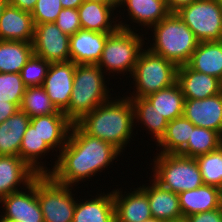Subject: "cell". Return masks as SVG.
<instances>
[{"instance_id":"47","label":"cell","mask_w":222,"mask_h":222,"mask_svg":"<svg viewBox=\"0 0 222 222\" xmlns=\"http://www.w3.org/2000/svg\"><path fill=\"white\" fill-rule=\"evenodd\" d=\"M143 222H161V221L156 220L155 218H151V219L143 221Z\"/></svg>"},{"instance_id":"11","label":"cell","mask_w":222,"mask_h":222,"mask_svg":"<svg viewBox=\"0 0 222 222\" xmlns=\"http://www.w3.org/2000/svg\"><path fill=\"white\" fill-rule=\"evenodd\" d=\"M70 36L54 22L35 25L32 41L34 55L49 63L70 61Z\"/></svg>"},{"instance_id":"17","label":"cell","mask_w":222,"mask_h":222,"mask_svg":"<svg viewBox=\"0 0 222 222\" xmlns=\"http://www.w3.org/2000/svg\"><path fill=\"white\" fill-rule=\"evenodd\" d=\"M184 99H199L215 96L222 92V81L216 77L194 71L187 64L177 68L176 81Z\"/></svg>"},{"instance_id":"29","label":"cell","mask_w":222,"mask_h":222,"mask_svg":"<svg viewBox=\"0 0 222 222\" xmlns=\"http://www.w3.org/2000/svg\"><path fill=\"white\" fill-rule=\"evenodd\" d=\"M145 98L153 105L154 110L164 116L168 122L183 116L185 99L177 82Z\"/></svg>"},{"instance_id":"43","label":"cell","mask_w":222,"mask_h":222,"mask_svg":"<svg viewBox=\"0 0 222 222\" xmlns=\"http://www.w3.org/2000/svg\"><path fill=\"white\" fill-rule=\"evenodd\" d=\"M85 0H60L63 8L78 9Z\"/></svg>"},{"instance_id":"42","label":"cell","mask_w":222,"mask_h":222,"mask_svg":"<svg viewBox=\"0 0 222 222\" xmlns=\"http://www.w3.org/2000/svg\"><path fill=\"white\" fill-rule=\"evenodd\" d=\"M196 0H166L167 7L171 13L177 12L180 8L187 6Z\"/></svg>"},{"instance_id":"37","label":"cell","mask_w":222,"mask_h":222,"mask_svg":"<svg viewBox=\"0 0 222 222\" xmlns=\"http://www.w3.org/2000/svg\"><path fill=\"white\" fill-rule=\"evenodd\" d=\"M62 9L60 0H37L31 12L34 25L55 22Z\"/></svg>"},{"instance_id":"14","label":"cell","mask_w":222,"mask_h":222,"mask_svg":"<svg viewBox=\"0 0 222 222\" xmlns=\"http://www.w3.org/2000/svg\"><path fill=\"white\" fill-rule=\"evenodd\" d=\"M183 116L195 126L214 130L222 136V92L202 100L185 99Z\"/></svg>"},{"instance_id":"48","label":"cell","mask_w":222,"mask_h":222,"mask_svg":"<svg viewBox=\"0 0 222 222\" xmlns=\"http://www.w3.org/2000/svg\"><path fill=\"white\" fill-rule=\"evenodd\" d=\"M220 209H221V212H222V199H221V203H220Z\"/></svg>"},{"instance_id":"31","label":"cell","mask_w":222,"mask_h":222,"mask_svg":"<svg viewBox=\"0 0 222 222\" xmlns=\"http://www.w3.org/2000/svg\"><path fill=\"white\" fill-rule=\"evenodd\" d=\"M194 127L184 116L169 121L164 136L156 145L161 147L159 153L178 154L187 145Z\"/></svg>"},{"instance_id":"39","label":"cell","mask_w":222,"mask_h":222,"mask_svg":"<svg viewBox=\"0 0 222 222\" xmlns=\"http://www.w3.org/2000/svg\"><path fill=\"white\" fill-rule=\"evenodd\" d=\"M187 222H222L221 209L197 213L185 218Z\"/></svg>"},{"instance_id":"13","label":"cell","mask_w":222,"mask_h":222,"mask_svg":"<svg viewBox=\"0 0 222 222\" xmlns=\"http://www.w3.org/2000/svg\"><path fill=\"white\" fill-rule=\"evenodd\" d=\"M77 10L80 17L81 28L84 30L112 34L119 28L125 30L135 29L134 27L132 29L131 25L126 24V22L124 23L122 20L119 21L122 15H120L119 19L116 16L114 17L112 14L118 9L110 5L85 0Z\"/></svg>"},{"instance_id":"4","label":"cell","mask_w":222,"mask_h":222,"mask_svg":"<svg viewBox=\"0 0 222 222\" xmlns=\"http://www.w3.org/2000/svg\"><path fill=\"white\" fill-rule=\"evenodd\" d=\"M150 30L154 34L153 43L146 48L173 62L177 67L190 61L192 53L199 44L194 33L176 13H170Z\"/></svg>"},{"instance_id":"18","label":"cell","mask_w":222,"mask_h":222,"mask_svg":"<svg viewBox=\"0 0 222 222\" xmlns=\"http://www.w3.org/2000/svg\"><path fill=\"white\" fill-rule=\"evenodd\" d=\"M38 175L19 156H0V200L28 187Z\"/></svg>"},{"instance_id":"28","label":"cell","mask_w":222,"mask_h":222,"mask_svg":"<svg viewBox=\"0 0 222 222\" xmlns=\"http://www.w3.org/2000/svg\"><path fill=\"white\" fill-rule=\"evenodd\" d=\"M33 54L32 42L0 40V73H20Z\"/></svg>"},{"instance_id":"45","label":"cell","mask_w":222,"mask_h":222,"mask_svg":"<svg viewBox=\"0 0 222 222\" xmlns=\"http://www.w3.org/2000/svg\"><path fill=\"white\" fill-rule=\"evenodd\" d=\"M7 3H8V0H0V17H1L3 9L7 5Z\"/></svg>"},{"instance_id":"26","label":"cell","mask_w":222,"mask_h":222,"mask_svg":"<svg viewBox=\"0 0 222 222\" xmlns=\"http://www.w3.org/2000/svg\"><path fill=\"white\" fill-rule=\"evenodd\" d=\"M187 65L222 81V41L199 42Z\"/></svg>"},{"instance_id":"3","label":"cell","mask_w":222,"mask_h":222,"mask_svg":"<svg viewBox=\"0 0 222 222\" xmlns=\"http://www.w3.org/2000/svg\"><path fill=\"white\" fill-rule=\"evenodd\" d=\"M104 74L97 64L76 65L70 103L63 111L73 124L111 99Z\"/></svg>"},{"instance_id":"5","label":"cell","mask_w":222,"mask_h":222,"mask_svg":"<svg viewBox=\"0 0 222 222\" xmlns=\"http://www.w3.org/2000/svg\"><path fill=\"white\" fill-rule=\"evenodd\" d=\"M153 162L150 164H154L153 179L174 193L193 190L204 184L195 158L157 153Z\"/></svg>"},{"instance_id":"10","label":"cell","mask_w":222,"mask_h":222,"mask_svg":"<svg viewBox=\"0 0 222 222\" xmlns=\"http://www.w3.org/2000/svg\"><path fill=\"white\" fill-rule=\"evenodd\" d=\"M0 203L4 213L0 218L6 222H44L37 197V177L28 187L3 197Z\"/></svg>"},{"instance_id":"32","label":"cell","mask_w":222,"mask_h":222,"mask_svg":"<svg viewBox=\"0 0 222 222\" xmlns=\"http://www.w3.org/2000/svg\"><path fill=\"white\" fill-rule=\"evenodd\" d=\"M222 145V136L211 129L195 126L187 145L178 153L196 158L217 150Z\"/></svg>"},{"instance_id":"46","label":"cell","mask_w":222,"mask_h":222,"mask_svg":"<svg viewBox=\"0 0 222 222\" xmlns=\"http://www.w3.org/2000/svg\"><path fill=\"white\" fill-rule=\"evenodd\" d=\"M161 222H187L185 218L177 219V220H169V221H161Z\"/></svg>"},{"instance_id":"40","label":"cell","mask_w":222,"mask_h":222,"mask_svg":"<svg viewBox=\"0 0 222 222\" xmlns=\"http://www.w3.org/2000/svg\"><path fill=\"white\" fill-rule=\"evenodd\" d=\"M18 110H20V107L18 105L7 101H0V123L6 121Z\"/></svg>"},{"instance_id":"12","label":"cell","mask_w":222,"mask_h":222,"mask_svg":"<svg viewBox=\"0 0 222 222\" xmlns=\"http://www.w3.org/2000/svg\"><path fill=\"white\" fill-rule=\"evenodd\" d=\"M75 68L72 61L50 63L42 85L52 103L62 112L70 103Z\"/></svg>"},{"instance_id":"2","label":"cell","mask_w":222,"mask_h":222,"mask_svg":"<svg viewBox=\"0 0 222 222\" xmlns=\"http://www.w3.org/2000/svg\"><path fill=\"white\" fill-rule=\"evenodd\" d=\"M114 99V100H113ZM134 108L129 97H111L89 114H86L77 124L89 135L112 144L123 153L124 148L133 137Z\"/></svg>"},{"instance_id":"23","label":"cell","mask_w":222,"mask_h":222,"mask_svg":"<svg viewBox=\"0 0 222 222\" xmlns=\"http://www.w3.org/2000/svg\"><path fill=\"white\" fill-rule=\"evenodd\" d=\"M178 195L183 218H186L220 208L222 190L203 184L196 189L180 192Z\"/></svg>"},{"instance_id":"22","label":"cell","mask_w":222,"mask_h":222,"mask_svg":"<svg viewBox=\"0 0 222 222\" xmlns=\"http://www.w3.org/2000/svg\"><path fill=\"white\" fill-rule=\"evenodd\" d=\"M94 197L82 202L77 199L73 222H116L113 191Z\"/></svg>"},{"instance_id":"44","label":"cell","mask_w":222,"mask_h":222,"mask_svg":"<svg viewBox=\"0 0 222 222\" xmlns=\"http://www.w3.org/2000/svg\"><path fill=\"white\" fill-rule=\"evenodd\" d=\"M88 1L100 2V3L106 4V5H110L112 7L119 8V6H118L119 1L118 0H88Z\"/></svg>"},{"instance_id":"33","label":"cell","mask_w":222,"mask_h":222,"mask_svg":"<svg viewBox=\"0 0 222 222\" xmlns=\"http://www.w3.org/2000/svg\"><path fill=\"white\" fill-rule=\"evenodd\" d=\"M20 110L30 118L55 114L59 111L52 103L43 86L26 87Z\"/></svg>"},{"instance_id":"9","label":"cell","mask_w":222,"mask_h":222,"mask_svg":"<svg viewBox=\"0 0 222 222\" xmlns=\"http://www.w3.org/2000/svg\"><path fill=\"white\" fill-rule=\"evenodd\" d=\"M175 13L199 42L222 41V8L219 0H196Z\"/></svg>"},{"instance_id":"35","label":"cell","mask_w":222,"mask_h":222,"mask_svg":"<svg viewBox=\"0 0 222 222\" xmlns=\"http://www.w3.org/2000/svg\"><path fill=\"white\" fill-rule=\"evenodd\" d=\"M25 89L20 73H0V101L20 107Z\"/></svg>"},{"instance_id":"19","label":"cell","mask_w":222,"mask_h":222,"mask_svg":"<svg viewBox=\"0 0 222 222\" xmlns=\"http://www.w3.org/2000/svg\"><path fill=\"white\" fill-rule=\"evenodd\" d=\"M30 124L35 128L41 139L52 149V153L53 150L60 153L67 143L73 125L65 113L60 110L55 114L31 118Z\"/></svg>"},{"instance_id":"16","label":"cell","mask_w":222,"mask_h":222,"mask_svg":"<svg viewBox=\"0 0 222 222\" xmlns=\"http://www.w3.org/2000/svg\"><path fill=\"white\" fill-rule=\"evenodd\" d=\"M109 33L80 29L70 36V61L74 64H98Z\"/></svg>"},{"instance_id":"20","label":"cell","mask_w":222,"mask_h":222,"mask_svg":"<svg viewBox=\"0 0 222 222\" xmlns=\"http://www.w3.org/2000/svg\"><path fill=\"white\" fill-rule=\"evenodd\" d=\"M34 30L32 14L7 3L0 17V40L32 42Z\"/></svg>"},{"instance_id":"24","label":"cell","mask_w":222,"mask_h":222,"mask_svg":"<svg viewBox=\"0 0 222 222\" xmlns=\"http://www.w3.org/2000/svg\"><path fill=\"white\" fill-rule=\"evenodd\" d=\"M118 6L127 8L124 11H128L131 23H137L141 27L144 26L143 28L147 27V30L171 13L166 0H119Z\"/></svg>"},{"instance_id":"30","label":"cell","mask_w":222,"mask_h":222,"mask_svg":"<svg viewBox=\"0 0 222 222\" xmlns=\"http://www.w3.org/2000/svg\"><path fill=\"white\" fill-rule=\"evenodd\" d=\"M134 108V120L141 128L146 127L147 133L151 134L157 144L166 132L168 125L167 119L158 114L153 105L145 97H129ZM143 124V125H142Z\"/></svg>"},{"instance_id":"49","label":"cell","mask_w":222,"mask_h":222,"mask_svg":"<svg viewBox=\"0 0 222 222\" xmlns=\"http://www.w3.org/2000/svg\"><path fill=\"white\" fill-rule=\"evenodd\" d=\"M219 3H220V6H221V8H222V0H219Z\"/></svg>"},{"instance_id":"6","label":"cell","mask_w":222,"mask_h":222,"mask_svg":"<svg viewBox=\"0 0 222 222\" xmlns=\"http://www.w3.org/2000/svg\"><path fill=\"white\" fill-rule=\"evenodd\" d=\"M177 66L144 48L138 56L132 75L134 93L127 97H146L159 90L172 86L177 81Z\"/></svg>"},{"instance_id":"27","label":"cell","mask_w":222,"mask_h":222,"mask_svg":"<svg viewBox=\"0 0 222 222\" xmlns=\"http://www.w3.org/2000/svg\"><path fill=\"white\" fill-rule=\"evenodd\" d=\"M52 150L46 142L41 139L35 128L29 124L24 133L22 143L20 146L19 157L26 162L36 173L49 174L51 169L45 167L40 159ZM41 162H39V161ZM41 163V164H40Z\"/></svg>"},{"instance_id":"36","label":"cell","mask_w":222,"mask_h":222,"mask_svg":"<svg viewBox=\"0 0 222 222\" xmlns=\"http://www.w3.org/2000/svg\"><path fill=\"white\" fill-rule=\"evenodd\" d=\"M49 66L48 61L33 54L20 72L24 85L42 86Z\"/></svg>"},{"instance_id":"1","label":"cell","mask_w":222,"mask_h":222,"mask_svg":"<svg viewBox=\"0 0 222 222\" xmlns=\"http://www.w3.org/2000/svg\"><path fill=\"white\" fill-rule=\"evenodd\" d=\"M120 154L112 144L87 134L76 123L49 175L57 183L74 187L108 168Z\"/></svg>"},{"instance_id":"25","label":"cell","mask_w":222,"mask_h":222,"mask_svg":"<svg viewBox=\"0 0 222 222\" xmlns=\"http://www.w3.org/2000/svg\"><path fill=\"white\" fill-rule=\"evenodd\" d=\"M30 119L25 112L18 110L0 123V156H19L22 139Z\"/></svg>"},{"instance_id":"41","label":"cell","mask_w":222,"mask_h":222,"mask_svg":"<svg viewBox=\"0 0 222 222\" xmlns=\"http://www.w3.org/2000/svg\"><path fill=\"white\" fill-rule=\"evenodd\" d=\"M8 3L23 11L32 12L37 0H8Z\"/></svg>"},{"instance_id":"38","label":"cell","mask_w":222,"mask_h":222,"mask_svg":"<svg viewBox=\"0 0 222 222\" xmlns=\"http://www.w3.org/2000/svg\"><path fill=\"white\" fill-rule=\"evenodd\" d=\"M54 23L68 36L82 29L78 10L73 8H63Z\"/></svg>"},{"instance_id":"15","label":"cell","mask_w":222,"mask_h":222,"mask_svg":"<svg viewBox=\"0 0 222 222\" xmlns=\"http://www.w3.org/2000/svg\"><path fill=\"white\" fill-rule=\"evenodd\" d=\"M133 189L128 193L121 188L113 189L116 222H143L153 218L147 194L140 187Z\"/></svg>"},{"instance_id":"34","label":"cell","mask_w":222,"mask_h":222,"mask_svg":"<svg viewBox=\"0 0 222 222\" xmlns=\"http://www.w3.org/2000/svg\"><path fill=\"white\" fill-rule=\"evenodd\" d=\"M204 184L222 190V145L215 151L195 158Z\"/></svg>"},{"instance_id":"7","label":"cell","mask_w":222,"mask_h":222,"mask_svg":"<svg viewBox=\"0 0 222 222\" xmlns=\"http://www.w3.org/2000/svg\"><path fill=\"white\" fill-rule=\"evenodd\" d=\"M144 34L119 28L107 37L102 56L98 66L110 75L112 74H133L138 56L143 50ZM106 68V69H105ZM106 70V71H105ZM120 72V73H119Z\"/></svg>"},{"instance_id":"21","label":"cell","mask_w":222,"mask_h":222,"mask_svg":"<svg viewBox=\"0 0 222 222\" xmlns=\"http://www.w3.org/2000/svg\"><path fill=\"white\" fill-rule=\"evenodd\" d=\"M151 182L150 186L144 184L140 188L147 194L152 217L159 221L182 219L179 195L162 187L153 178Z\"/></svg>"},{"instance_id":"8","label":"cell","mask_w":222,"mask_h":222,"mask_svg":"<svg viewBox=\"0 0 222 222\" xmlns=\"http://www.w3.org/2000/svg\"><path fill=\"white\" fill-rule=\"evenodd\" d=\"M72 190L73 186L57 183L49 174L37 176V197L44 222H73L77 199Z\"/></svg>"}]
</instances>
